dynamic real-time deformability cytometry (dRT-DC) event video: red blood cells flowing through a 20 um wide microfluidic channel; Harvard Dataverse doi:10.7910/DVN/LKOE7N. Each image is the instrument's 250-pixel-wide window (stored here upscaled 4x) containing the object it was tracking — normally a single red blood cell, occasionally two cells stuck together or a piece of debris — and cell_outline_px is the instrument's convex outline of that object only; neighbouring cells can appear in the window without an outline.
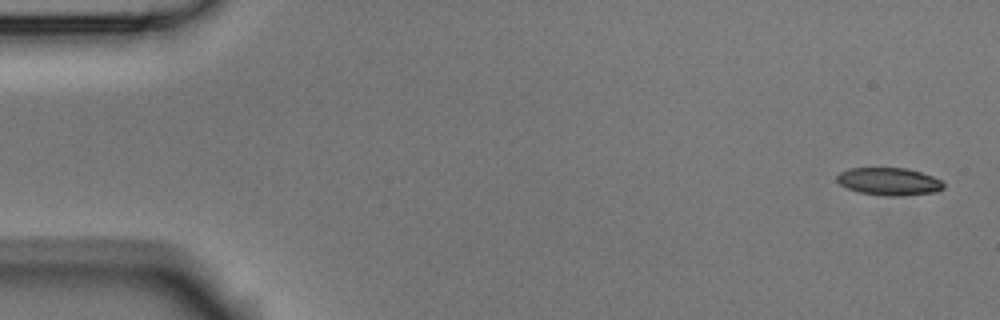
{"species": "Egyptian fruit bat (a non-hibernating species)", "species_latin": "Rousettus aegyptiacus", "temperature_condition": "room temperature", "stored_images_in_passage": 5, "segment_of_instrument_passage": [2, 2], "camera_frame_rate_fps": 3000, "um_per_image_px": 0.085, "animal": {"sex": "male"}, "frame": {"image": 1, "passage_image": 5, "time_ms": 1.333, "image_size_px": [1000, 320], "cell_outline_px": [[944, 188], [936, 192], [904, 196], [884, 196], [860, 192], [848, 188], [840, 184], [836, 180], [836, 176], [840, 172], [848, 168], [908, 168], [932, 176], [940, 180], [944, 184]], "centroid_in_image_um": [75.57, 15.43], "position_along_channel_um": 9.4, "area_um2": 17.22}}